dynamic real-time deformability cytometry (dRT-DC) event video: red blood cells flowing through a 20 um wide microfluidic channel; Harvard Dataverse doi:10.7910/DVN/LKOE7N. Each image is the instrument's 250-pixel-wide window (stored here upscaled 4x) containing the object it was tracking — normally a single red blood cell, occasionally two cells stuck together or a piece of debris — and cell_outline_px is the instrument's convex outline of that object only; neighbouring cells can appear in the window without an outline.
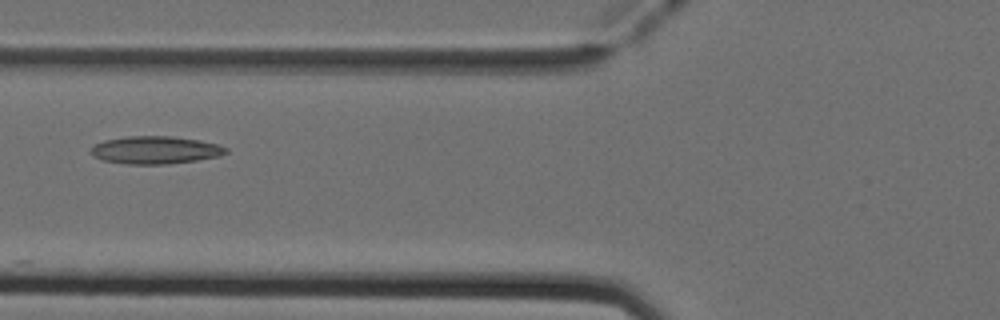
{"species": "Egyptian fruit bat (a non-hibernating species)", "species_latin": "Rousettus aegyptiacus", "temperature_condition": "cold", "stored_images_in_passage": 15, "camera_frame_rate_fps": 3000, "um_per_image_px": 0.085, "animal": {"sex": "female"}, "frame": {"image": 1, "passage_image": 10, "time_ms": 3.0, "image_size_px": [1000, 320], "cell_outline_px": [[228, 152], [220, 156], [196, 160], [168, 164], [124, 164], [100, 160], [92, 156], [88, 152], [96, 144], [104, 140], [128, 136], [172, 136], [200, 140], [216, 144], [228, 148]], "centroid_in_image_um": [13.17, 12.76], "position_along_channel_um": 112.6, "area_um2": 21.96}}
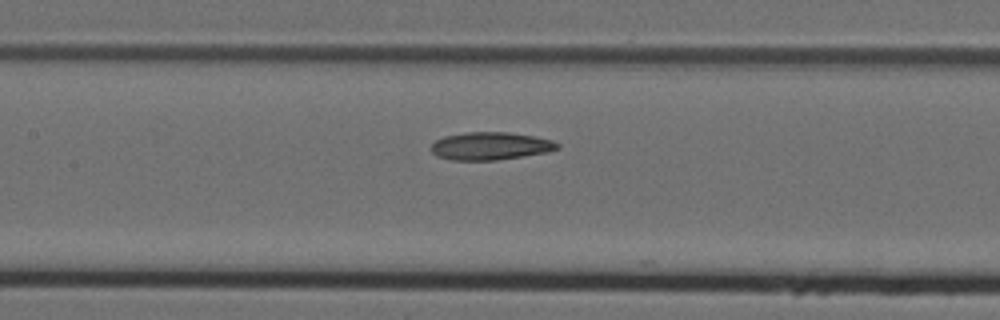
{"frame": {"image": 2, "passage_image": 14, "time_ms": 4.333, "image_size_px": [1000, 320], "cell_outline_px": [[560, 148], [548, 152], [496, 160], [452, 160], [436, 156], [432, 152], [432, 144], [436, 140], [444, 136], [464, 132], [508, 132], [536, 136], [552, 140], [560, 144]], "centroid_in_image_um": [41.71, 12.4], "position_along_channel_um": 165.7, "area_um2": 20.52}}